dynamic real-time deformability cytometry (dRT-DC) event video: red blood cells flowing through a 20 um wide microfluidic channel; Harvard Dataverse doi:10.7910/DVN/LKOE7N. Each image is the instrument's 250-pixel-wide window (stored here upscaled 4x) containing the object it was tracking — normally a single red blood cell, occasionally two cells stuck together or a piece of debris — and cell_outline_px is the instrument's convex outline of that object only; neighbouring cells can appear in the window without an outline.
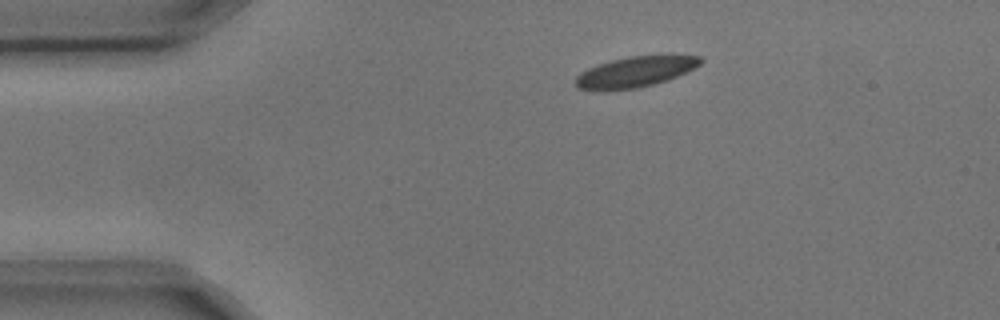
{"species": "common noctule bat (a hibernating species)", "species_latin": "Nyctalus noctula", "temperature_condition": "cold", "stored_images_in_passage": 3, "camera_frame_rate_fps": 3000, "um_per_image_px": 0.085, "animal": {"sex": "male", "body_mass_g": 17.9, "forearm_length_mm": 54.2}, "frame": {"image": 1, "passage_image": 1, "time_ms": 0.0, "image_size_px": [1000, 320], "cell_outline_px": [[704, 60], [700, 64], [668, 80], [636, 88], [600, 92], [576, 88], [576, 76], [580, 72], [588, 68], [612, 60], [628, 56], [668, 52], [700, 56]], "centroid_in_image_um": [54.02, 6.07], "position_along_channel_um": 31.0, "area_um2": 23.12}}
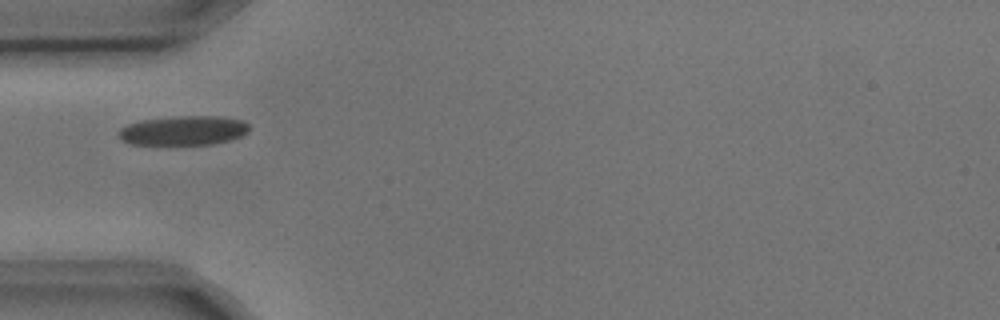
{"frame": {"image": 2, "passage_image": 3, "time_ms": 0.667, "image_size_px": [1000, 320], "cell_outline_px": [[252, 128], [244, 136], [232, 140], [212, 144], [128, 144], [120, 140], [116, 132], [120, 128], [128, 124], [140, 120], [180, 116], [220, 116], [244, 120]], "centroid_in_image_um": [15.62, 11.09], "position_along_channel_um": 69.4, "area_um2": 22.77}}